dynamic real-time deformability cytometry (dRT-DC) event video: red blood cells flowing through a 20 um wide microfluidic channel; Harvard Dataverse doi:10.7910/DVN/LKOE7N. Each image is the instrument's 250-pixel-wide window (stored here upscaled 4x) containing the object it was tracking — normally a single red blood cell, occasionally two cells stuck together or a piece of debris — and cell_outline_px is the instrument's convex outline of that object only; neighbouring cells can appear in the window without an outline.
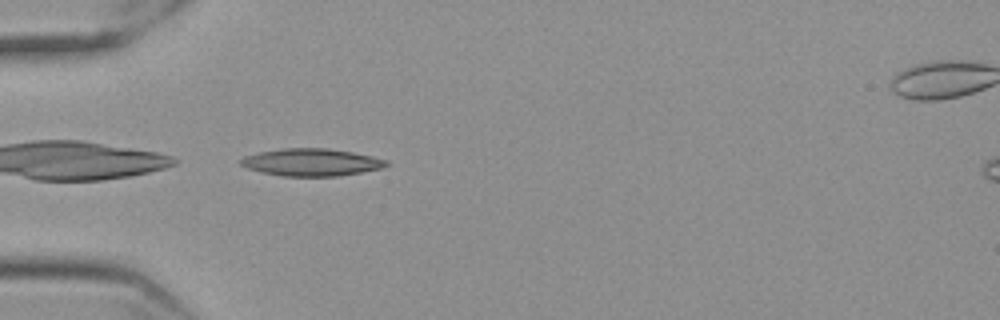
{"species": "Egyptian fruit bat (a non-hibernating species)", "species_latin": "Rousettus aegyptiacus", "temperature_condition": "cold", "stored_images_in_passage": 41, "camera_frame_rate_fps": 3000, "um_per_image_px": 0.085, "frame": {"image": 1, "passage_image": 2, "time_ms": 0.333, "image_size_px": [1000, 320], "cell_outline_px": [[388, 164], [380, 168], [360, 172], [336, 176], [284, 176], [260, 172], [248, 168], [240, 164], [240, 160], [244, 156], [260, 152], [284, 148], [328, 148], [352, 152], [372, 156], [388, 160]], "centroid_in_image_um": [26.45, 13.79], "position_along_channel_um": 58.5, "area_um2": 23.0}}
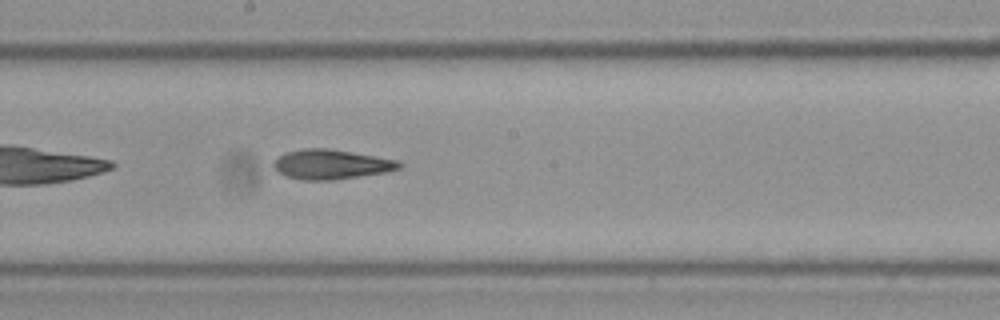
{"frame": {"image": 2, "passage_image": 16, "time_ms": 5.0, "image_size_px": [1000, 320], "cell_outline_px": [[404, 164], [400, 168], [384, 172], [332, 180], [300, 180], [288, 176], [280, 172], [272, 164], [280, 156], [288, 152], [308, 148], [328, 148], [396, 160]], "centroid_in_image_um": [28.16, 13.97], "position_along_channel_um": 220.0, "area_um2": 21.15}}
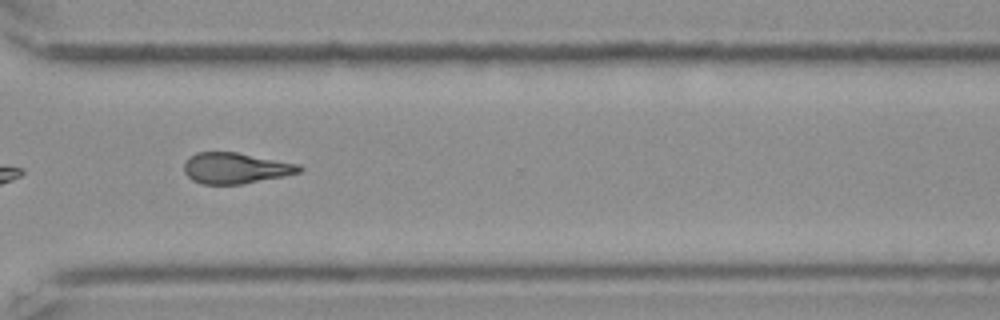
{"frame": {"image": 3, "passage_image": 27, "time_ms": 8.667, "image_size_px": [1000, 320], "cell_outline_px": [[304, 168], [300, 172], [284, 176], [244, 184], [204, 184], [192, 180], [184, 172], [184, 164], [188, 156], [196, 152], [236, 152], [300, 164]], "centroid_in_image_um": [20.02, 14.29], "position_along_channel_um": 350.6, "area_um2": 20.87}, "authors_computed_cell_mechanics": {"area_um2": 21.3282, "velocity_mm_per_s": 3.5714, "shape_relaxation_time_tau1_ms": null, "shape_relaxation_time_tau2_ms": 6.6251, "deformation_change_tau1": null, "deformation_change_tau2": 0.1623}}